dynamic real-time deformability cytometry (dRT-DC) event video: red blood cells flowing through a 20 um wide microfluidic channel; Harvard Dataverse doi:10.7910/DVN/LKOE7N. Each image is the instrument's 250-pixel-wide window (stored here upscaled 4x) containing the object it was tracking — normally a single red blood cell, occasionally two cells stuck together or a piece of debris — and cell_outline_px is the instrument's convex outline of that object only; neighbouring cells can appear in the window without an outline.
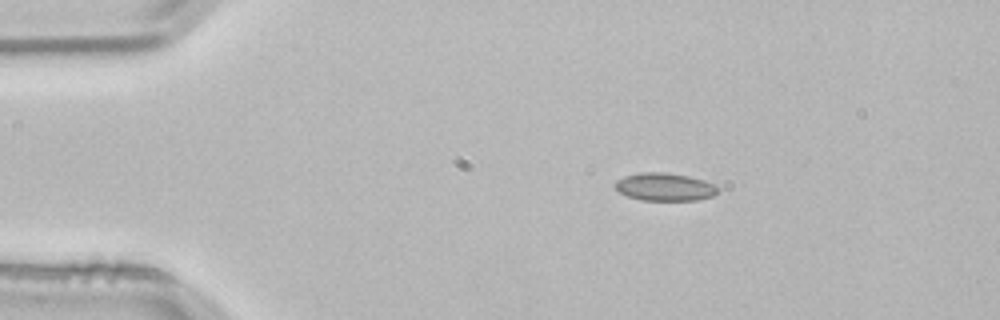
{"species": "common noctule bat (a hibernating species)", "species_latin": "Nyctalus noctula", "temperature_condition": "room temperature", "stored_images_in_passage": 4, "camera_frame_rate_fps": 3000, "um_per_image_px": 0.085, "animal": {"sex": "male", "body_mass_g": 21.5, "forearm_length_mm": 52.0}, "frame": {"image": 1, "passage_image": 3, "time_ms": 0.667, "image_size_px": [1000, 320], "cell_outline_px": [[720, 188], [712, 196], [696, 200], [640, 200], [628, 196], [620, 192], [612, 184], [616, 180], [624, 176], [640, 172], [668, 172], [688, 176], [704, 180], [716, 184]], "centroid_in_image_um": [56.49, 15.87], "position_along_channel_um": 28.5, "area_um2": 16.82}}